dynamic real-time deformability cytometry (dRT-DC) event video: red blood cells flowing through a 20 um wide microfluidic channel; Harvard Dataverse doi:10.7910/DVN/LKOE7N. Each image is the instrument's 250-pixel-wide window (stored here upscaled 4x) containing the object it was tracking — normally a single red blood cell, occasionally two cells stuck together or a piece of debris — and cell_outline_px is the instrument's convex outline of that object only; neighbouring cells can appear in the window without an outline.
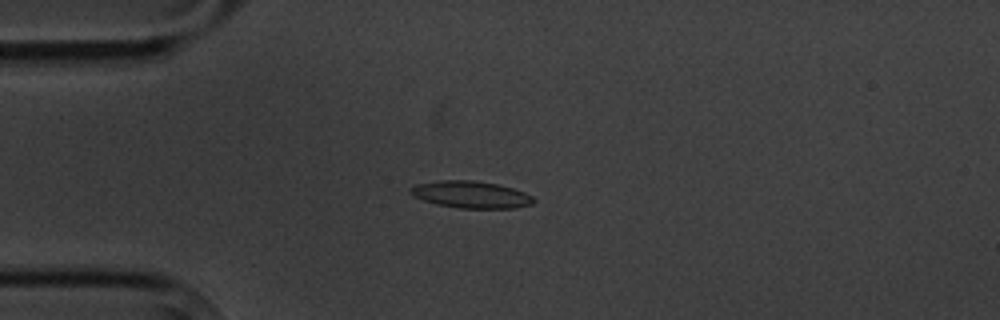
{"species": "common noctule bat (a hibernating species)", "species_latin": "Nyctalus noctula", "temperature_condition": "cold", "stored_images_in_passage": 11, "camera_frame_rate_fps": 3000, "um_per_image_px": 0.085, "animal": {"sex": "male", "body_mass_g": 20.1, "forearm_length_mm": 53.5}, "frame": {"image": 1, "passage_image": 4, "time_ms": 4.333, "image_size_px": [1000, 320], "cell_outline_px": [[536, 200], [532, 204], [516, 208], [460, 208], [436, 204], [424, 200], [416, 196], [412, 192], [412, 188], [416, 184], [440, 180], [472, 180], [496, 184], [512, 188], [524, 192], [532, 196]], "centroid_in_image_um": [40.09, 16.54], "position_along_channel_um": 44.9, "area_um2": 19.07}}
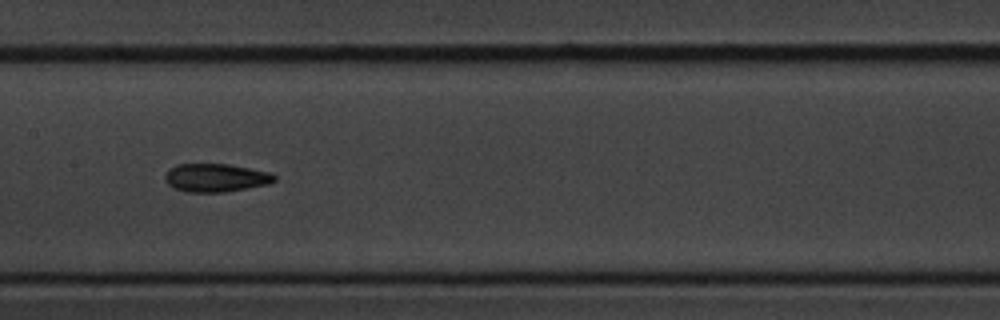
{"frame": {"image": 2, "passage_image": 8, "time_ms": 9.0, "image_size_px": [1000, 320], "cell_outline_px": [[276, 180], [268, 184], [224, 192], [188, 192], [172, 188], [164, 180], [164, 176], [168, 168], [176, 164], [228, 164], [268, 172], [276, 176]], "centroid_in_image_um": [18.27, 15.11], "position_along_channel_um": 189.1, "area_um2": 18.03}}
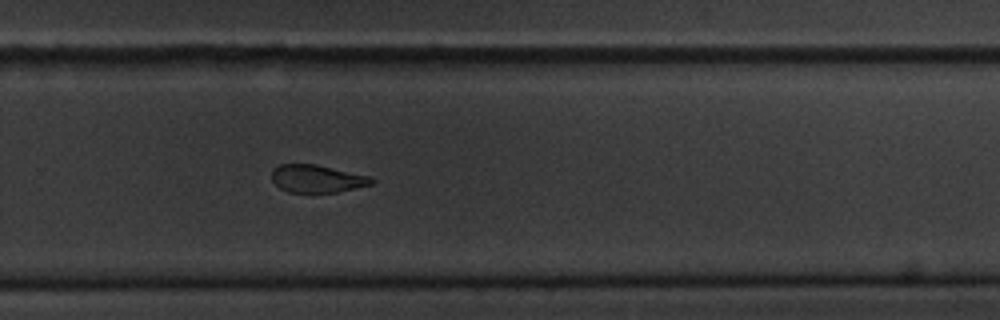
{"frame": {"image": 3, "passage_image": 11, "time_ms": 12.333, "image_size_px": [1000, 320], "cell_outline_px": [[376, 180], [372, 184], [336, 192], [288, 192], [280, 188], [272, 180], [272, 168], [280, 164], [316, 164], [372, 176]], "centroid_in_image_um": [26.96, 15.17], "position_along_channel_um": 302.8, "area_um2": 16.18}}